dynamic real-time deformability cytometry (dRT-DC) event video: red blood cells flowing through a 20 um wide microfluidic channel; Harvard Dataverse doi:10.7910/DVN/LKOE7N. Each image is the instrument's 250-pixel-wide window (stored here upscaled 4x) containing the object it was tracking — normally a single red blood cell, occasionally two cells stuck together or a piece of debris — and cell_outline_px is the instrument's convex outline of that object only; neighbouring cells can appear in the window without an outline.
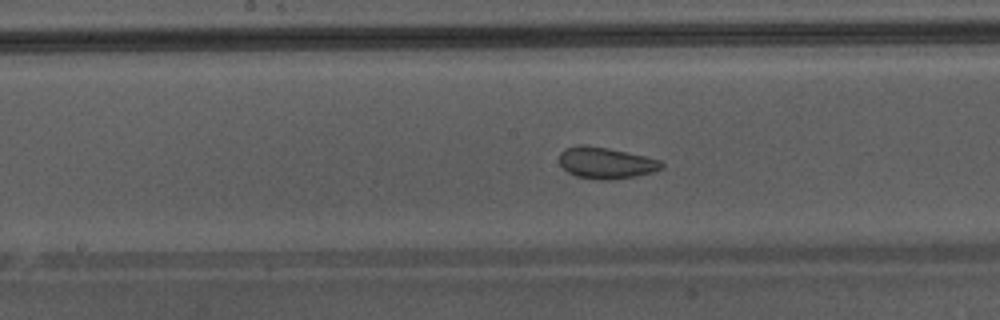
{"species": "Egyptian fruit bat (a non-hibernating species)", "species_latin": "Rousettus aegyptiacus", "temperature_condition": "warm", "stored_images_in_passage": 33, "camera_frame_rate_fps": 3000, "um_per_image_px": 0.085, "animal": {"sex": "male"}, "frame": {"image": 1, "passage_image": 28, "time_ms": 9.0, "image_size_px": [1000, 320], "cell_outline_px": [[664, 164], [660, 168], [652, 172], [636, 176], [608, 180], [596, 180], [576, 176], [568, 172], [560, 164], [560, 152], [564, 148], [576, 144], [588, 144], [608, 148], [644, 156], [660, 160]], "centroid_in_image_um": [51.45, 13.83], "position_along_channel_um": 196.7, "area_um2": 18.79}}
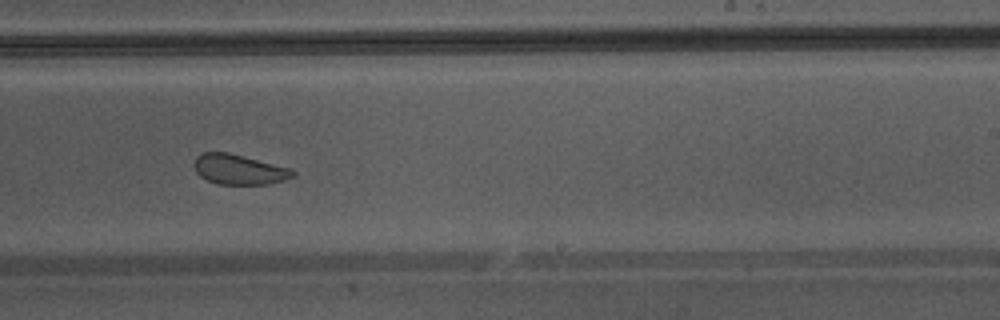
{"frame": {"image": 2, "passage_image": 33, "time_ms": 10.667, "image_size_px": [1000, 320], "cell_outline_px": [[296, 176], [284, 180], [268, 184], [220, 184], [208, 180], [200, 176], [196, 172], [192, 164], [196, 156], [204, 152], [228, 152], [292, 168], [296, 172]], "centroid_in_image_um": [20.33, 14.39], "position_along_channel_um": 268.7, "area_um2": 17.46}}